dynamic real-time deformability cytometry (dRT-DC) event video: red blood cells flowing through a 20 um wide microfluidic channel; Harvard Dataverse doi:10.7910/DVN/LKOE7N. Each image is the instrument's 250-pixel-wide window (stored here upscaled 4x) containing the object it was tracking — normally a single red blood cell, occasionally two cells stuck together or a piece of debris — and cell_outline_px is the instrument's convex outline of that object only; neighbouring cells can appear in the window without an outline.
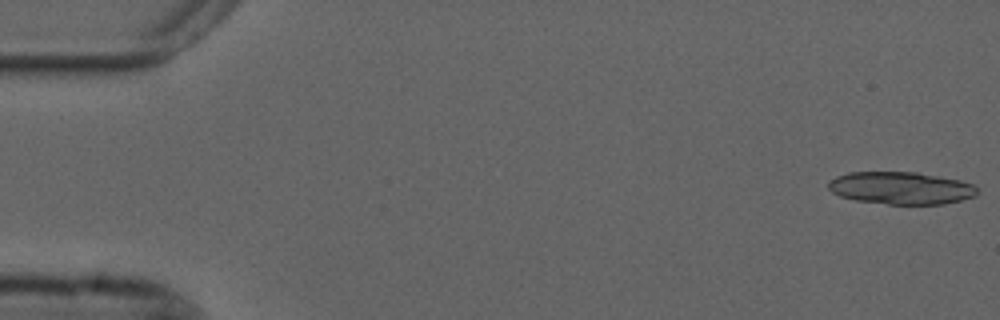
{"species": "common noctule bat (a hibernating species)", "species_latin": "Nyctalus noctula", "temperature_condition": "cold", "stored_images_in_passage": 54, "segment_of_instrument_passage": [1, 2], "camera_frame_rate_fps": 3000, "um_per_image_px": 0.085, "animal": {"sex": "male", "forearm_length_mm": 52.5}, "frame": {"image": 1, "passage_image": 1, "time_ms": 0.0, "image_size_px": [1000, 320], "cell_outline_px": [[976, 196], [944, 204], [888, 204], [856, 200], [840, 196], [832, 192], [828, 188], [828, 180], [836, 176], [848, 172], [916, 172], [960, 180], [972, 184], [976, 188]], "centroid_in_image_um": [76.54, 15.98], "position_along_channel_um": 8.5, "area_um2": 28.09}}